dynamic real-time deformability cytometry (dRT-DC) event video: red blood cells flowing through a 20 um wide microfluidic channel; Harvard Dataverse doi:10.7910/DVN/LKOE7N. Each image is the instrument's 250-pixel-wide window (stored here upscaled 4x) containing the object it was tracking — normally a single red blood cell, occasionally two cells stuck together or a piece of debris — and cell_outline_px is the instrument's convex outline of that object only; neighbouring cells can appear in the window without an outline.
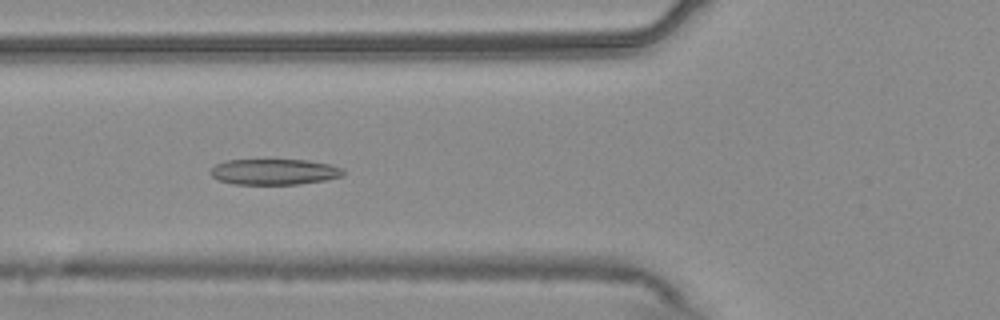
{"species": "common noctule bat (a hibernating species)", "species_latin": "Nyctalus noctula", "temperature_condition": "warm", "stored_images_in_passage": 23, "camera_frame_rate_fps": 3000, "um_per_image_px": 0.085, "animal": {"sex": "male", "body_mass_g": 20.4}, "frame": {"image": 1, "passage_image": 7, "time_ms": 2.0, "image_size_px": [1000, 320], "cell_outline_px": [[344, 176], [324, 180], [296, 184], [232, 184], [216, 180], [208, 172], [216, 164], [228, 160], [308, 160], [332, 164], [344, 168]], "centroid_in_image_um": [23.32, 14.6], "position_along_channel_um": 102.5, "area_um2": 20.11}}
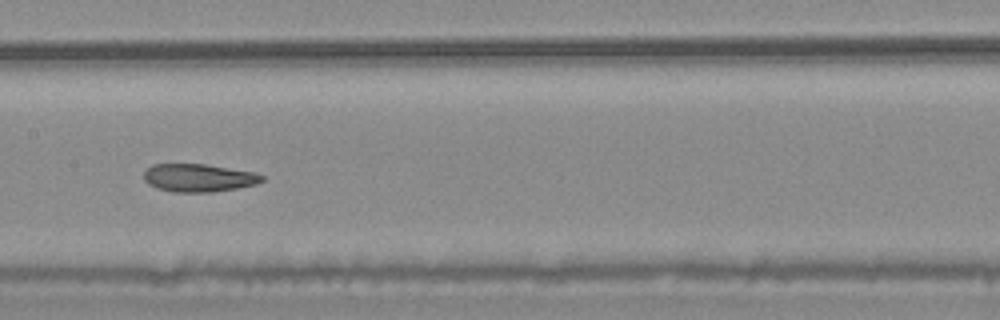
{"frame": {"image": 2, "passage_image": 14, "time_ms": 4.333, "image_size_px": [1000, 320], "cell_outline_px": [[264, 180], [256, 184], [236, 188], [212, 192], [172, 192], [156, 188], [148, 184], [144, 180], [144, 172], [152, 164], [204, 164], [252, 172], [264, 176]], "centroid_in_image_um": [16.84, 15.12], "position_along_channel_um": 190.6, "area_um2": 19.13}}
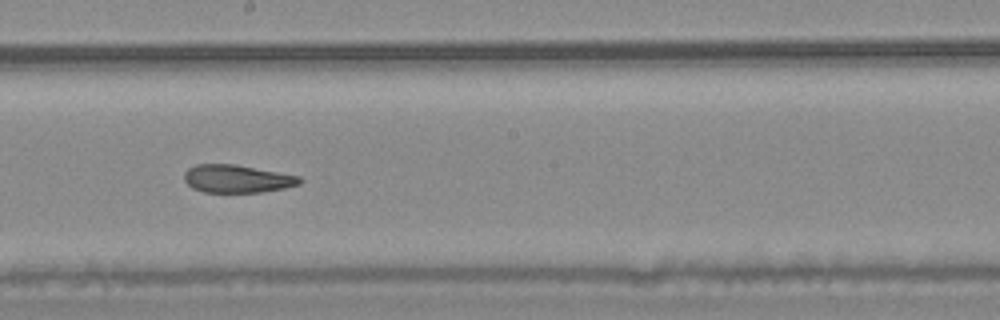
{"frame": {"image": 3, "passage_image": 17, "time_ms": 5.333, "image_size_px": [1000, 320], "cell_outline_px": [[304, 180], [300, 184], [284, 188], [260, 192], [204, 192], [192, 188], [184, 180], [184, 172], [188, 168], [196, 164], [236, 164], [300, 176]], "centroid_in_image_um": [20.15, 15.19], "position_along_channel_um": 228.0, "area_um2": 18.84}}